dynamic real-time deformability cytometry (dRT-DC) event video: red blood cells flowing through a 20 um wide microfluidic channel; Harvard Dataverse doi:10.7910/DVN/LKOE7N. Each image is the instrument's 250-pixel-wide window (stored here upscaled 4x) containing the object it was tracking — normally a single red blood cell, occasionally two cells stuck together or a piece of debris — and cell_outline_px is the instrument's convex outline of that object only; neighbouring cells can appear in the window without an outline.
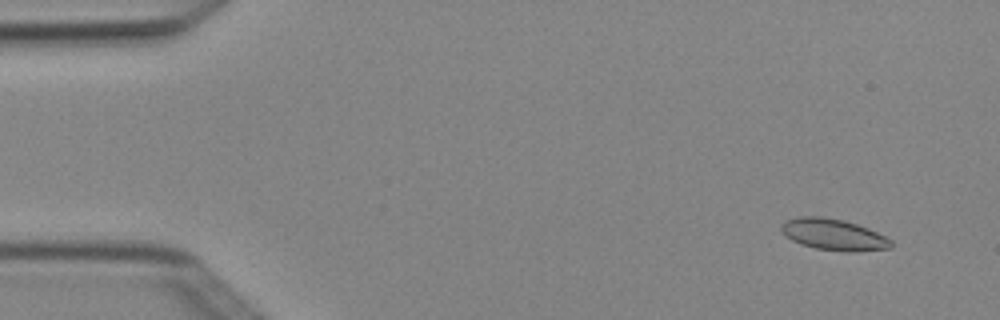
{"species": "Egyptian fruit bat (a non-hibernating species)", "species_latin": "Rousettus aegyptiacus", "temperature_condition": "cold", "stored_images_in_passage": 4, "camera_frame_rate_fps": 3000, "um_per_image_px": 0.085, "animal": {"sex": "female"}, "frame": {"image": 1, "passage_image": 1, "time_ms": 0.0, "image_size_px": [1000, 320], "cell_outline_px": [[892, 248], [848, 252], [816, 248], [792, 240], [780, 228], [780, 224], [784, 220], [800, 216], [820, 216], [844, 220], [868, 228], [892, 240]], "centroid_in_image_um": [70.86, 19.92], "position_along_channel_um": 14.1, "area_um2": 19.83}}
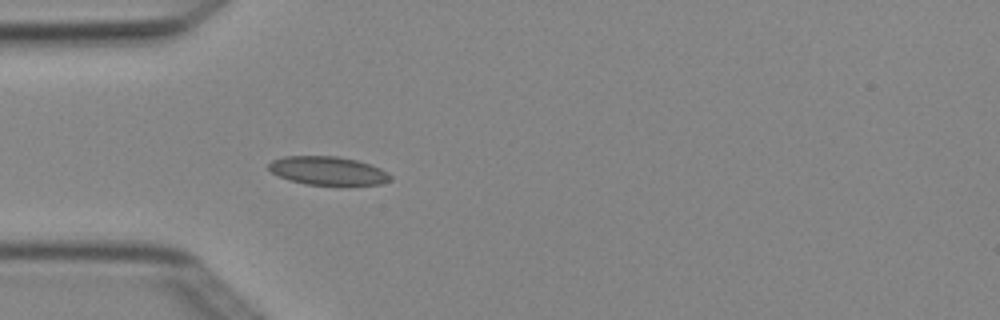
{"frame": {"image": 2, "passage_image": 4, "time_ms": 1.0, "image_size_px": [1000, 320], "cell_outline_px": [[392, 180], [380, 184], [308, 184], [288, 180], [272, 172], [268, 168], [268, 164], [272, 160], [284, 156], [336, 156], [356, 160], [372, 164], [388, 172], [392, 176]], "centroid_in_image_um": [27.88, 14.5], "position_along_channel_um": 57.1, "area_um2": 20.06}}